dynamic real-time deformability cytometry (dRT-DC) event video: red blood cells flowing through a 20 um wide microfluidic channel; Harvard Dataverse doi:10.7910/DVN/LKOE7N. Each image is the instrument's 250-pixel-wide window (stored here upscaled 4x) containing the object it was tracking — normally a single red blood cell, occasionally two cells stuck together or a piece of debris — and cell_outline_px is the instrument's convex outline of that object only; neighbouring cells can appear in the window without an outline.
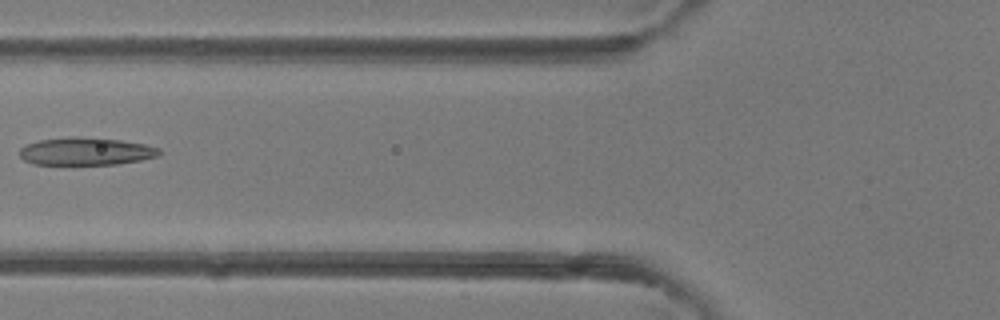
{"species": "common noctule bat (a hibernating species)", "species_latin": "Nyctalus noctula", "temperature_condition": "room temperature", "stored_images_in_passage": 5, "camera_frame_rate_fps": 3000, "um_per_image_px": 0.085, "animal": {"sex": "female"}, "frame": {"image": 1, "passage_image": 5, "time_ms": 4.667, "image_size_px": [1000, 320], "cell_outline_px": [[160, 156], [140, 160], [116, 164], [32, 164], [24, 160], [20, 156], [20, 148], [28, 144], [40, 140], [68, 136], [80, 136], [120, 140], [144, 144], [160, 148]], "centroid_in_image_um": [7.31, 12.85], "position_along_channel_um": 118.5, "area_um2": 22.54}}